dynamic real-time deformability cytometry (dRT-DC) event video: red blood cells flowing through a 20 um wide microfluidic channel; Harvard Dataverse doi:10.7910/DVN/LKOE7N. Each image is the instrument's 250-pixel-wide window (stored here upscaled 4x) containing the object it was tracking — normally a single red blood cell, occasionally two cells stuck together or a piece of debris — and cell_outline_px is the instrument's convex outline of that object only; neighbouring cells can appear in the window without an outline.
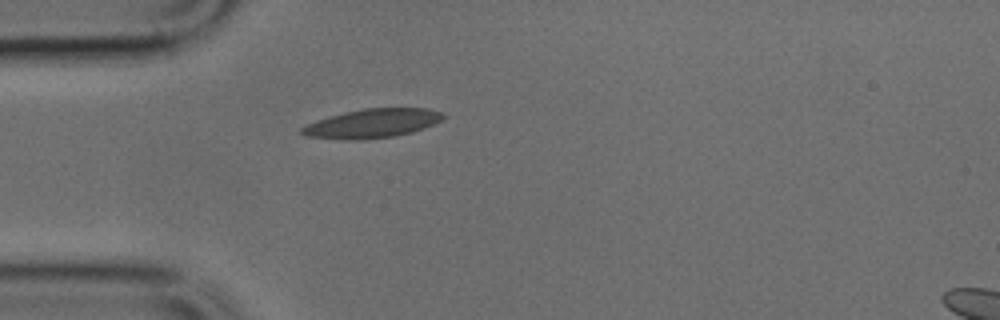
{"species": "common noctule bat (a hibernating species)", "species_latin": "Nyctalus noctula", "temperature_condition": "cold", "stored_images_in_passage": 1, "camera_frame_rate_fps": 3000, "um_per_image_px": 0.085, "animal": {"sex": "male", "body_mass_g": 17.9, "forearm_length_mm": 54.2}, "frame": {"image": 1, "passage_image": 1, "time_ms": 0.0, "image_size_px": [1000, 320], "cell_outline_px": [[444, 116], [440, 120], [424, 128], [412, 132], [392, 136], [364, 140], [344, 140], [304, 136], [300, 132], [300, 128], [316, 120], [344, 112], [364, 108], [428, 108], [444, 112]], "centroid_in_image_um": [31.61, 10.49], "position_along_channel_um": 53.4, "area_um2": 23.93}}